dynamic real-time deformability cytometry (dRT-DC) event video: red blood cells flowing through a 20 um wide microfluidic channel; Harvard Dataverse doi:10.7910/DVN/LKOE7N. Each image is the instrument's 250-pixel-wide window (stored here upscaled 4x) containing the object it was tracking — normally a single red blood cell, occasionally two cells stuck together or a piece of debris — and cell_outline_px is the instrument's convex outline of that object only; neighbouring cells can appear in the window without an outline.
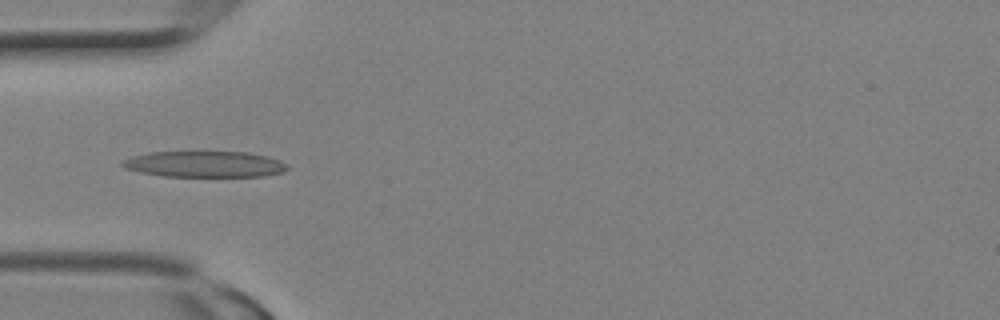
{"species": "Egyptian fruit bat (a non-hibernating species)", "species_latin": "Rousettus aegyptiacus", "temperature_condition": "room temperature", "stored_images_in_passage": 9, "camera_frame_rate_fps": 3000, "um_per_image_px": 0.085, "animal": {"sex": "female"}, "frame": {"image": 1, "passage_image": 8, "time_ms": 2.333, "image_size_px": [1000, 320], "cell_outline_px": [[288, 168], [284, 172], [264, 176], [164, 176], [140, 172], [124, 168], [120, 164], [120, 160], [132, 156], [152, 152], [248, 152], [268, 156], [280, 160], [288, 164]], "centroid_in_image_um": [17.4, 13.95], "position_along_channel_um": 67.6, "area_um2": 25.14}}